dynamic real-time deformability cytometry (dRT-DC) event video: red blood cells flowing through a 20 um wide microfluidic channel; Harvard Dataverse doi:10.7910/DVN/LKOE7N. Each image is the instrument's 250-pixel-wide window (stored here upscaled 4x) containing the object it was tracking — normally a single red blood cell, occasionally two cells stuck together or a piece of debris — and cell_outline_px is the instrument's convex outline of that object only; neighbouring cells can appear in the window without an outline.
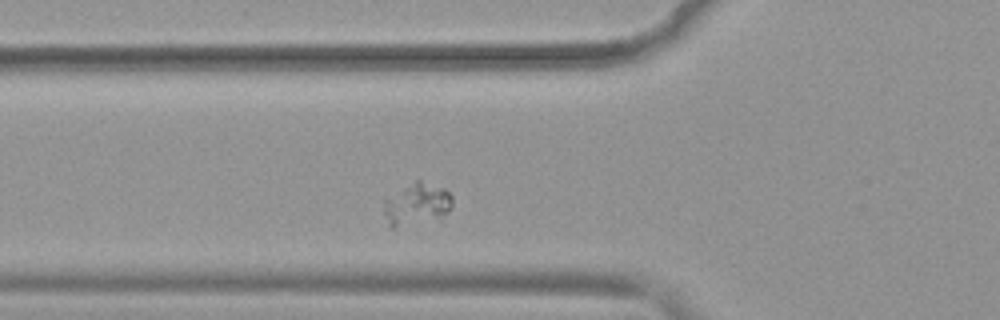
{"species": "common noctule bat (a hibernating species)", "species_latin": "Nyctalus noctula", "temperature_condition": "warm", "stored_images_in_passage": 41, "camera_frame_rate_fps": 3000, "um_per_image_px": 0.085, "animal": {"sex": "female", "body_mass_g": 19.9}, "frame": {"image": 1, "passage_image": 6, "time_ms": 1.667, "image_size_px": [1000, 320], "cell_outline_px": [[452, 208], [448, 212], [440, 216], [392, 228], [388, 228], [384, 212], [384, 200], [416, 180], [420, 180], [444, 188], [452, 196]], "centroid_in_image_um": [35.41, 17.34], "position_along_channel_um": 90.4, "area_um2": 16.24}}
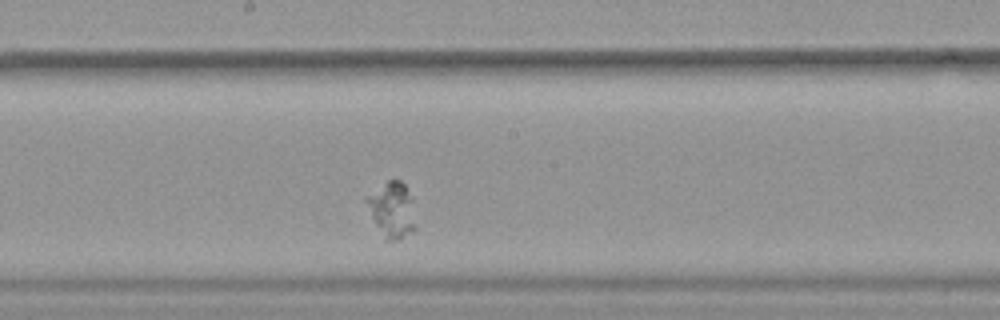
{"frame": {"image": 2, "passage_image": 16, "time_ms": 5.0, "image_size_px": [1000, 320], "cell_outline_px": [[416, 228], [412, 232], [400, 240], [388, 240], [376, 224], [364, 200], [364, 196], [388, 180], [400, 180], [404, 184], [412, 200]], "centroid_in_image_um": [33.32, 17.81], "position_along_channel_um": 214.9, "area_um2": 15.66}}
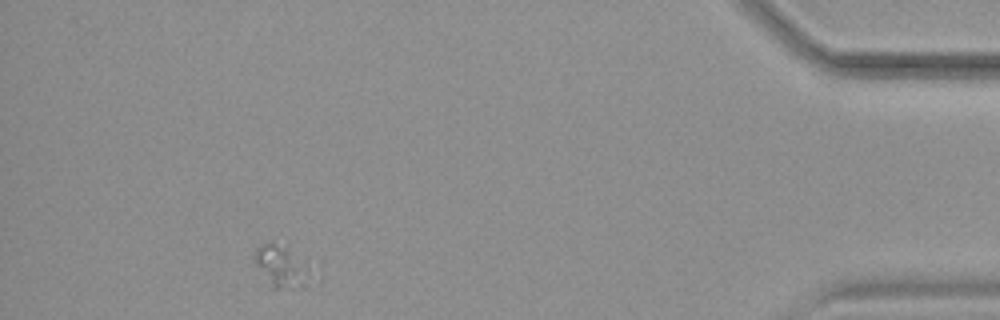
{"frame": {"image": 3, "passage_image": 36, "time_ms": 11.667, "image_size_px": [1000, 320], "cell_outline_px": [[304, 288], [272, 288], [252, 260], [252, 256], [256, 248], [264, 244], [272, 244], [288, 248]], "centroid_in_image_um": [23.55, 22.65], "position_along_channel_um": 411.6, "area_um2": 11.16}}